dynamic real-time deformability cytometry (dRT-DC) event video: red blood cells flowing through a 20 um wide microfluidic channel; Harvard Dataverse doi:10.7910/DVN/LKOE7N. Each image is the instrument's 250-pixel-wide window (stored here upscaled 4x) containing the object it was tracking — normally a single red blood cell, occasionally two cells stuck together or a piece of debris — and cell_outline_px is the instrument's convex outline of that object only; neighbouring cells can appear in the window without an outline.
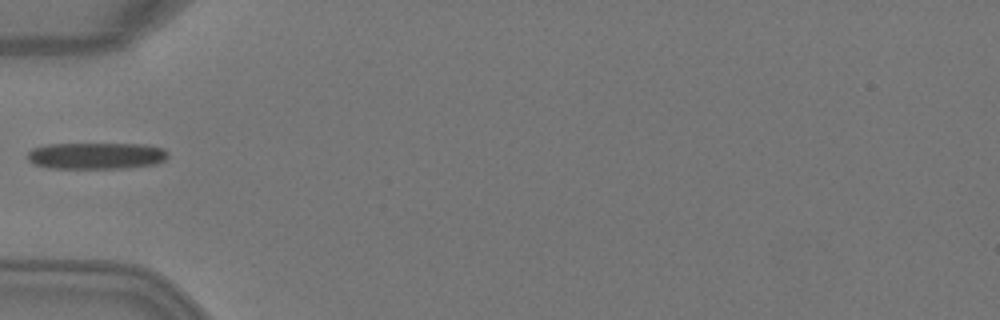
{"species": "Egyptian fruit bat (a non-hibernating species)", "species_latin": "Rousettus aegyptiacus", "temperature_condition": "warm", "stored_images_in_passage": 6, "camera_frame_rate_fps": 3000, "um_per_image_px": 0.085, "animal": {"sex": "female"}, "frame": {"image": 1, "passage_image": 6, "time_ms": 1.667, "image_size_px": [1000, 320], "cell_outline_px": [[168, 156], [164, 160], [156, 164], [128, 168], [48, 168], [36, 164], [28, 160], [28, 152], [32, 148], [48, 144], [144, 144], [164, 148], [168, 152]], "centroid_in_image_um": [8.21, 13.24], "position_along_channel_um": 76.8, "area_um2": 21.85}}